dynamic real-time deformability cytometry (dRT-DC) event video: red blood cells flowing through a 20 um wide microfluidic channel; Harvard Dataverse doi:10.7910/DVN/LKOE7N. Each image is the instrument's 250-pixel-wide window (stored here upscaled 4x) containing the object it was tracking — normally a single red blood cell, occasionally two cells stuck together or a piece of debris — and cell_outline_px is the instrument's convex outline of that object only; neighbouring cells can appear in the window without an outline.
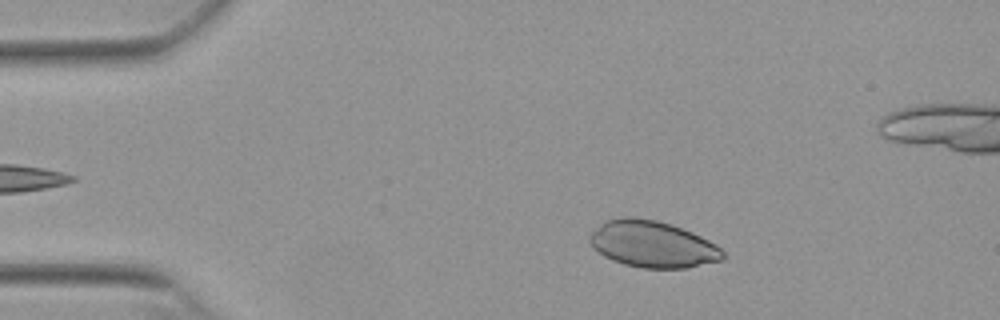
{"species": "Egyptian fruit bat (a non-hibernating species)", "species_latin": "Rousettus aegyptiacus", "temperature_condition": "warm", "stored_images_in_passage": 43, "camera_frame_rate_fps": 3000, "um_per_image_px": 0.085, "animal": {"sex": "female"}, "frame": {"image": 1, "passage_image": 2, "time_ms": 0.333, "image_size_px": [1000, 320], "cell_outline_px": [[724, 260], [684, 268], [640, 268], [624, 264], [612, 260], [604, 256], [592, 248], [588, 240], [588, 236], [604, 220], [624, 216], [632, 216], [656, 220], [672, 224], [692, 232], [716, 244], [724, 252]], "centroid_in_image_um": [55.43, 20.75], "position_along_channel_um": 29.6, "area_um2": 36.41}}
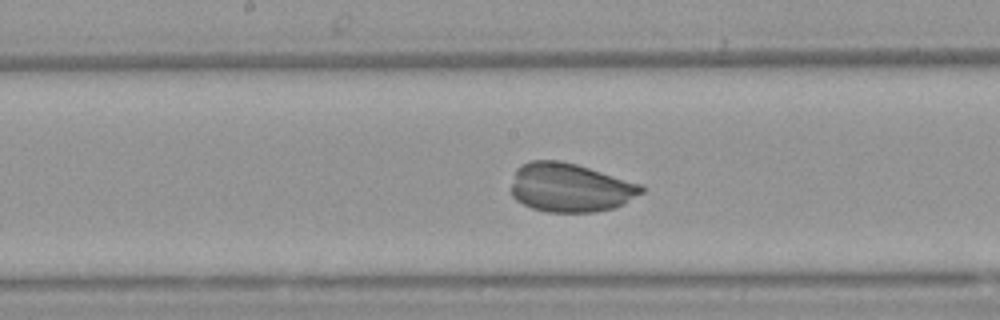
{"frame": {"image": 2, "passage_image": 20, "time_ms": 6.333, "image_size_px": [1000, 320], "cell_outline_px": [[644, 192], [624, 204], [612, 208], [596, 212], [548, 212], [532, 208], [516, 200], [512, 196], [512, 184], [516, 168], [520, 164], [532, 160], [560, 160], [576, 164], [640, 184], [644, 188]], "centroid_in_image_um": [48.45, 15.94], "position_along_channel_um": 199.8, "area_um2": 36.99}}
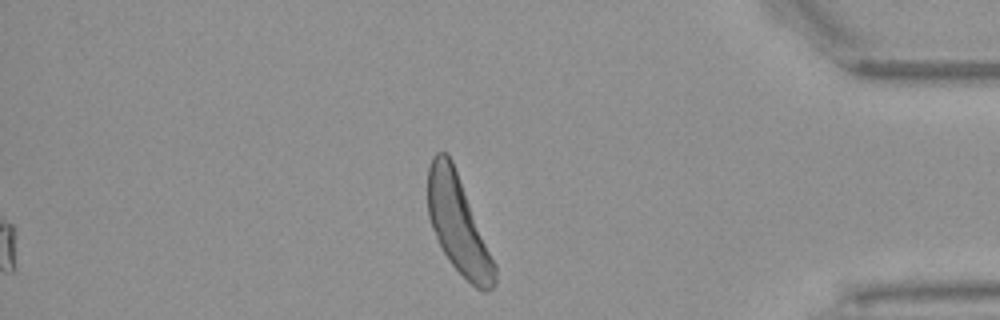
{"frame": {"image": 3, "passage_image": 38, "time_ms": 12.333, "image_size_px": [1000, 320], "cell_outline_px": [[496, 280], [492, 288], [484, 292], [476, 288], [448, 260], [432, 228], [428, 216], [428, 168], [432, 156], [436, 152], [444, 152], [452, 160], [496, 264]], "centroid_in_image_um": [38.94, 19.07], "position_along_channel_um": 396.3, "area_um2": 37.45}}